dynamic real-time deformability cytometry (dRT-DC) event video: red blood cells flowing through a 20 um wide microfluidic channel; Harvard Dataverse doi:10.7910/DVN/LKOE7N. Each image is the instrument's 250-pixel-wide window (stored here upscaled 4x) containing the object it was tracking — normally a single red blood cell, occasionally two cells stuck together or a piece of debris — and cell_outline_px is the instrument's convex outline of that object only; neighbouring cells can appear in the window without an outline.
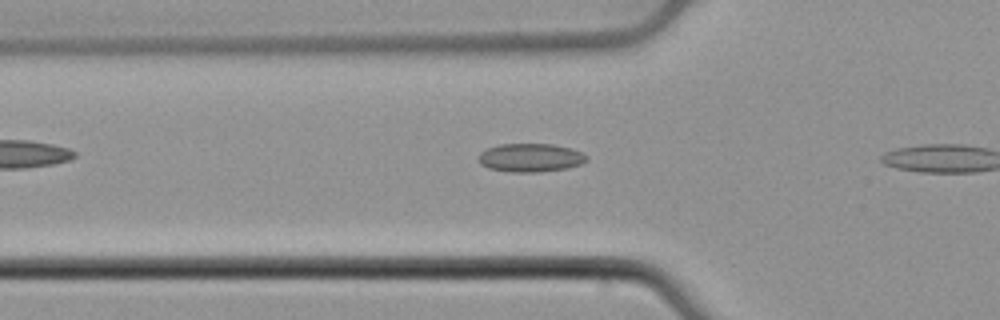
{"species": "common noctule bat (a hibernating species)", "species_latin": "Nyctalus noctula", "temperature_condition": "cold", "stored_images_in_passage": 9, "camera_frame_rate_fps": 3000, "um_per_image_px": 0.085, "animal": {"sex": "male", "body_mass_g": 21.5, "forearm_length_mm": 52.0}, "frame": {"image": 1, "passage_image": 8, "time_ms": 2.333, "image_size_px": [1000, 320], "cell_outline_px": [[588, 160], [580, 164], [568, 168], [540, 172], [512, 172], [488, 168], [480, 164], [480, 152], [488, 148], [500, 144], [552, 144], [572, 148], [588, 156]], "centroid_in_image_um": [45.12, 13.4], "position_along_channel_um": 80.7, "area_um2": 17.92}}